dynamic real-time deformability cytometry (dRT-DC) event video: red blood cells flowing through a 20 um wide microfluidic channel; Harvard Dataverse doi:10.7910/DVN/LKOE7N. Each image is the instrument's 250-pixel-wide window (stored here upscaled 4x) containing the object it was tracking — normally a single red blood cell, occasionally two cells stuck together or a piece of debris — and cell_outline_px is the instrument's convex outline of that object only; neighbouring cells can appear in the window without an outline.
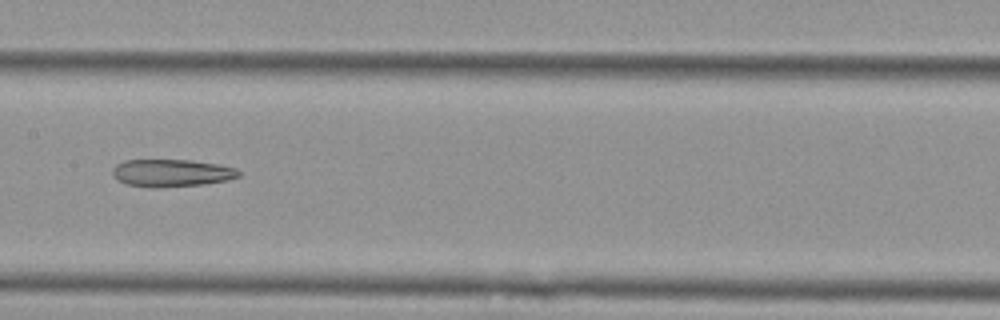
{"species": "Egyptian fruit bat (a non-hibernating species)", "species_latin": "Rousettus aegyptiacus", "temperature_condition": "cold", "stored_images_in_passage": 9, "segment_of_instrument_passage": [1, 2], "camera_frame_rate_fps": 3000, "um_per_image_px": 0.085, "animal": {"sex": "female"}, "frame": {"image": 1, "passage_image": 6, "time_ms": 1.667, "image_size_px": [1000, 320], "cell_outline_px": [[240, 176], [228, 180], [204, 184], [160, 188], [152, 188], [128, 184], [116, 180], [112, 176], [112, 168], [116, 164], [124, 160], [192, 160], [220, 164], [236, 168], [240, 172]], "centroid_in_image_um": [14.57, 14.7], "position_along_channel_um": 192.8, "area_um2": 20.52}}
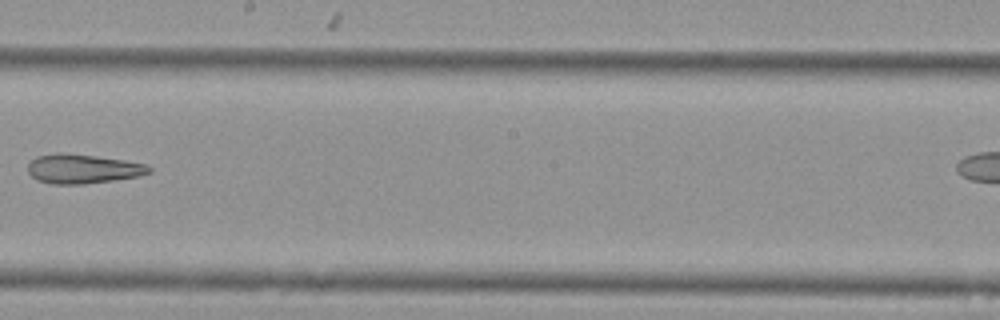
{"frame": {"image": 2, "passage_image": 7, "time_ms": 2.0, "image_size_px": [1000, 320], "cell_outline_px": [[152, 172], [140, 176], [84, 184], [52, 184], [36, 180], [28, 172], [28, 164], [36, 156], [56, 152], [60, 152], [96, 156], [124, 160], [148, 164], [152, 168]], "centroid_in_image_um": [7.04, 14.34], "position_along_channel_um": 241.2, "area_um2": 20.87}}
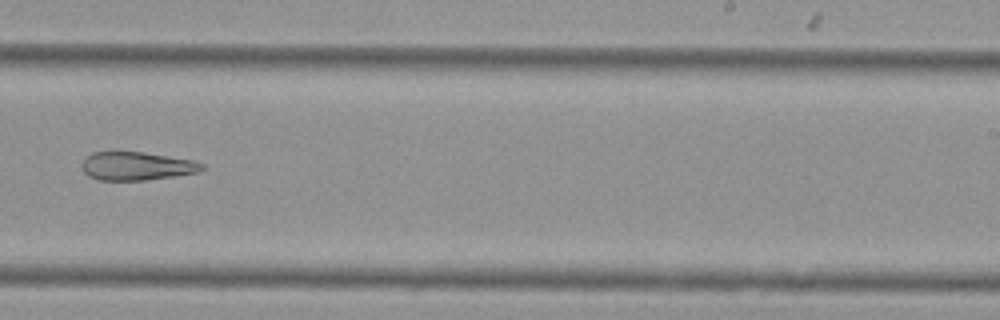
{"frame": {"image": 3, "passage_image": 8, "time_ms": 2.333, "image_size_px": [1000, 320], "cell_outline_px": [[204, 168], [200, 172], [144, 180], [100, 180], [88, 176], [84, 172], [84, 160], [92, 152], [144, 152], [192, 160], [204, 164]], "centroid_in_image_um": [11.65, 14.11], "position_along_channel_um": 277.4, "area_um2": 19.54}}